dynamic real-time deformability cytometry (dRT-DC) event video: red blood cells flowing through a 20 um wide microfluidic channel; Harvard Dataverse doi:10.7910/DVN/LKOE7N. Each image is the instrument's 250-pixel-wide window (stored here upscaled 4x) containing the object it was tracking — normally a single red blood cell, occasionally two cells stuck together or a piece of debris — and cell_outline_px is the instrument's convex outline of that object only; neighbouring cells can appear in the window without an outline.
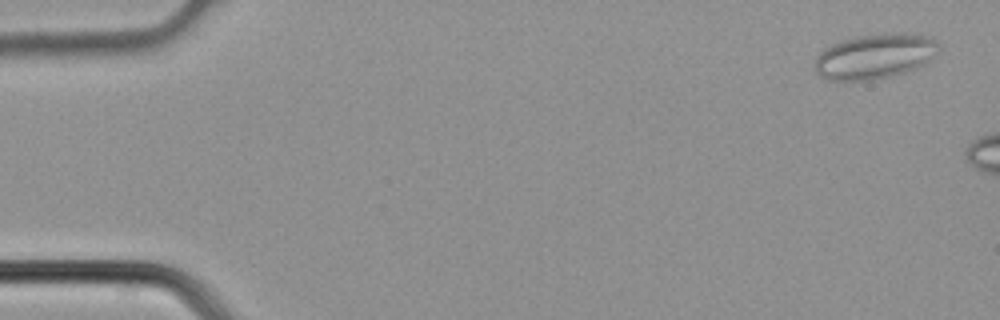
{"species": "common noctule bat (a hibernating species)", "species_latin": "Nyctalus noctula", "temperature_condition": "cold", "stored_images_in_passage": 3, "camera_frame_rate_fps": 3000, "um_per_image_px": 0.085, "animal": {"sex": "male", "body_mass_g": 21.5, "forearm_length_mm": 52.0}, "frame": {"image": 1, "passage_image": 1, "time_ms": 0.0, "image_size_px": [1000, 320], "cell_outline_px": [[940, 48], [924, 64], [916, 68], [892, 76], [872, 80], [824, 80], [816, 72], [816, 56], [824, 48], [840, 40], [856, 36], [896, 32], [908, 32], [924, 36], [936, 40], [940, 44]], "centroid_in_image_um": [74.35, 4.77], "position_along_channel_um": 10.7, "area_um2": 32.66}}